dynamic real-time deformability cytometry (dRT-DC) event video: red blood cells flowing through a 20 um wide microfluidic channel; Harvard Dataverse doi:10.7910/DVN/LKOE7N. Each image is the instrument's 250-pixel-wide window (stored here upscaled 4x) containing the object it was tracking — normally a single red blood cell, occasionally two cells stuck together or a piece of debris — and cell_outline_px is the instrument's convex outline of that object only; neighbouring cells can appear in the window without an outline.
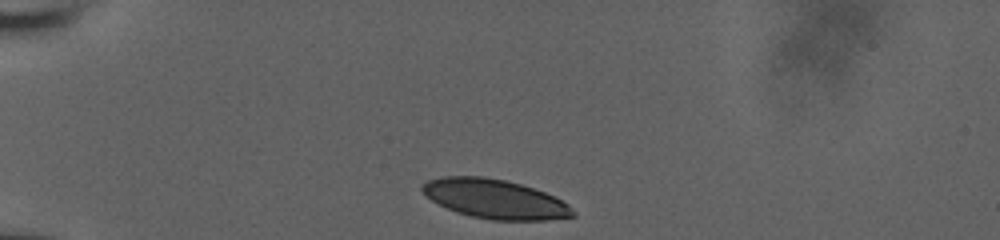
{"species": "human", "species_latin": "Homo sapiens", "temperature_condition": "room temperature", "stored_images_in_passage": 34, "camera_frame_rate_fps": 3000, "um_per_image_px": 0.085, "donor": {"sex": "male"}, "frame": {"image": 1, "passage_image": 1, "time_ms": 0.0, "image_size_px": [1000, 240], "cell_outline_px": [[576, 216], [548, 220], [492, 220], [472, 216], [456, 212], [432, 200], [420, 188], [420, 184], [428, 180], [444, 176], [484, 176], [504, 180], [520, 184], [544, 192], [568, 204], [576, 212]], "centroid_in_image_um": [42.07, 16.91], "position_along_channel_um": 42.9, "area_um2": 34.22}}
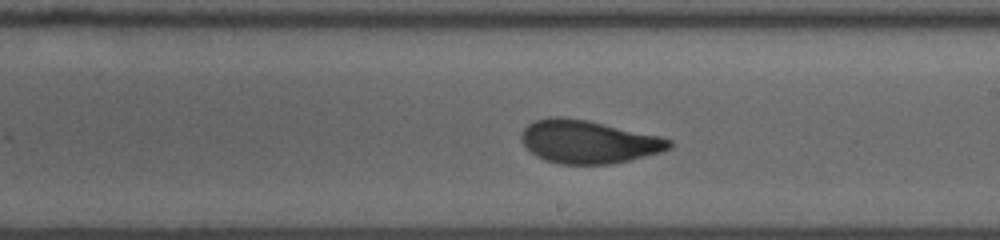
{"frame": {"image": 2, "passage_image": 20, "time_ms": 6.333, "image_size_px": [1000, 240], "cell_outline_px": [[672, 148], [660, 152], [612, 164], [560, 164], [544, 160], [536, 156], [520, 140], [520, 132], [528, 124], [536, 120], [552, 116], [560, 116], [588, 120], [660, 136], [672, 140]], "centroid_in_image_um": [49.99, 12.04], "position_along_channel_um": 239.0, "area_um2": 37.17}}
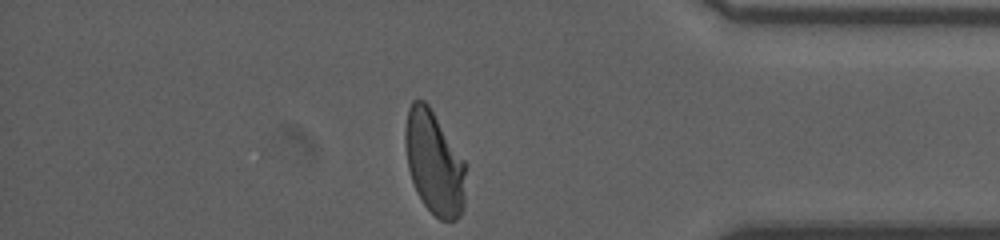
{"frame": {"image": 3, "passage_image": 34, "time_ms": 11.0, "image_size_px": [1000, 240], "cell_outline_px": [[464, 208], [460, 216], [456, 220], [440, 220], [424, 204], [416, 192], [408, 168], [404, 140], [404, 128], [408, 108], [412, 100], [424, 100], [428, 104], [464, 160]], "centroid_in_image_um": [36.88, 13.83], "position_along_channel_um": 398.3, "area_um2": 36.3}, "authors_computed_cell_mechanics": {"area_um2": 36.7319, "velocity_mm_per_s": 3.857, "shape_relaxation_time_tau1_ms": 5.6847, "shape_relaxation_time_tau2_ms": 0.8241, "deformation_change_tau1": 0.1787, "deformation_change_tau2": 0.0642}}